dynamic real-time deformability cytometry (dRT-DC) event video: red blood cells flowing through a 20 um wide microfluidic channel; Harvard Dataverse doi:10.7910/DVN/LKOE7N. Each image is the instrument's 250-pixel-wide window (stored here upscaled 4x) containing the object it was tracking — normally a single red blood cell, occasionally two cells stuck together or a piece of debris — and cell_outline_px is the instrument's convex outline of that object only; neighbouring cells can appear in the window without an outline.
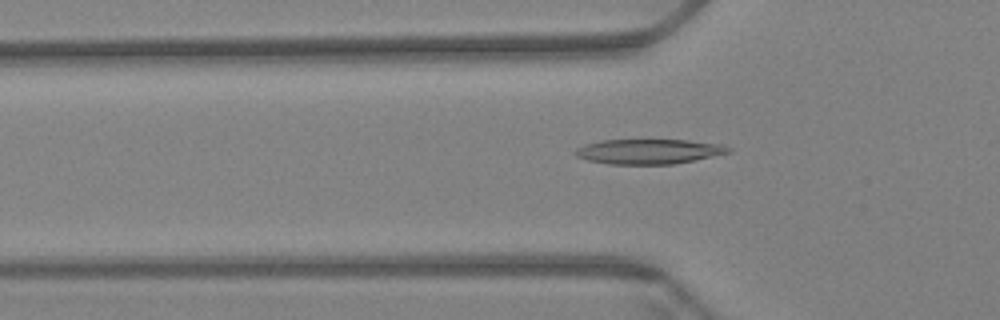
{"species": "Egyptian fruit bat (a non-hibernating species)", "species_latin": "Rousettus aegyptiacus", "temperature_condition": "warm", "stored_images_in_passage": 60, "camera_frame_rate_fps": 3000, "um_per_image_px": 0.085, "animal": {"sex": "female"}, "frame": {"image": 1, "passage_image": 20, "time_ms": 6.333, "image_size_px": [1000, 320], "cell_outline_px": [[732, 152], [672, 164], [608, 164], [588, 160], [576, 156], [572, 152], [576, 148], [584, 144], [600, 140], [688, 140], [720, 144], [732, 148]], "centroid_in_image_um": [55.1, 12.87], "position_along_channel_um": 70.7, "area_um2": 22.2}}
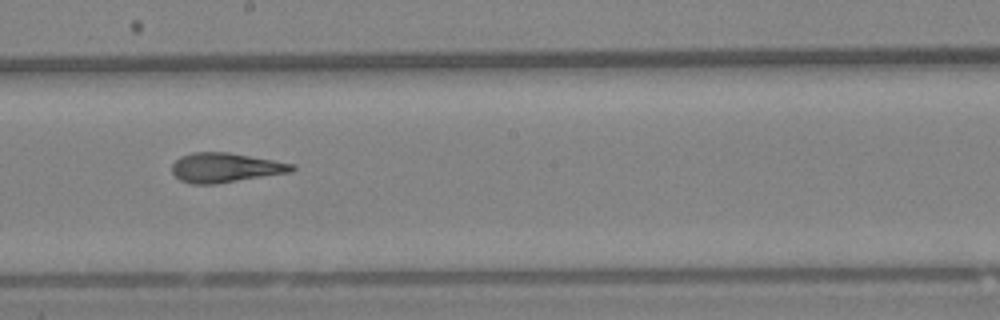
{"frame": {"image": 2, "passage_image": 34, "time_ms": 11.0, "image_size_px": [1000, 320], "cell_outline_px": [[296, 168], [292, 172], [216, 184], [192, 184], [180, 180], [172, 172], [172, 164], [180, 156], [192, 152], [228, 152], [296, 164]], "centroid_in_image_um": [19.17, 14.25], "position_along_channel_um": 229.0, "area_um2": 20.75}}
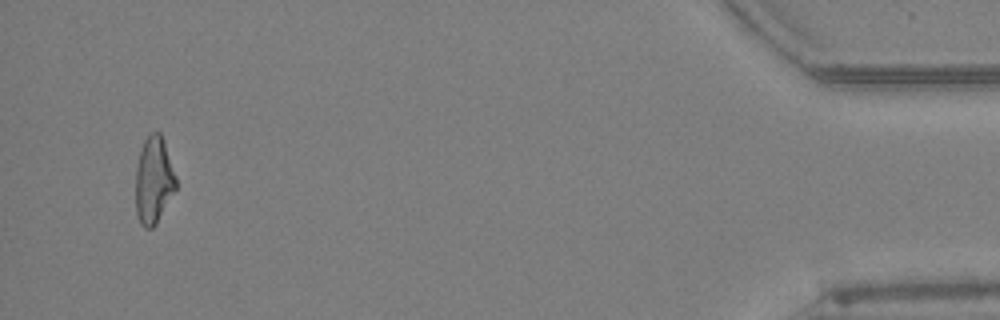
{"frame": {"image": 3, "passage_image": 58, "time_ms": 19.0, "image_size_px": [1000, 320], "cell_outline_px": [[176, 188], [156, 224], [152, 228], [144, 228], [140, 224], [136, 212], [136, 168], [140, 152], [144, 140], [152, 132], [160, 132], [164, 140], [176, 176]], "centroid_in_image_um": [13.06, 15.33], "position_along_channel_um": 422.1, "area_um2": 20.35}, "authors_computed_cell_mechanics": {"area_um2": 20.8369, "velocity_mm_per_s": 3.3985, "shape_relaxation_time_tau1_ms": null, "shape_relaxation_time_tau2_ms": 2.3056, "deformation_change_tau1": null, "deformation_change_tau2": 0.1245}}